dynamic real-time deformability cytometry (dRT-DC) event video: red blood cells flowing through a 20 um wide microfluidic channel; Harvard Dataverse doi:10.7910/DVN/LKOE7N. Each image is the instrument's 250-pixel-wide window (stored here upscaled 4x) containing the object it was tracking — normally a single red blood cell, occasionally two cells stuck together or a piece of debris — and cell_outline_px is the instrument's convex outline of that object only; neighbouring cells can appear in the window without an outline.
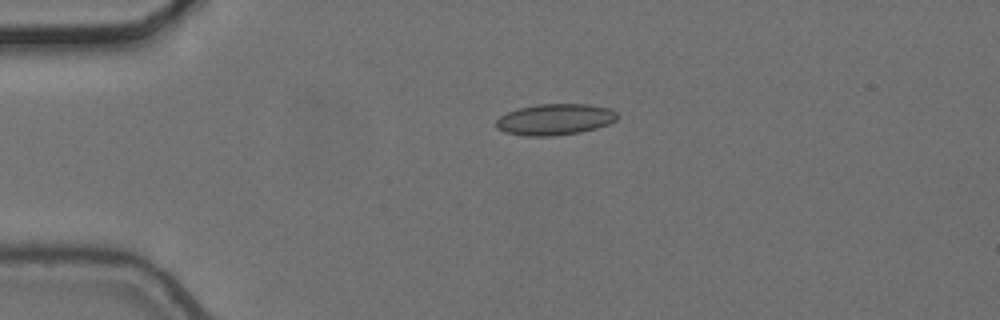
{"species": "common noctule bat (a hibernating species)", "species_latin": "Nyctalus noctula", "temperature_condition": "cold", "stored_images_in_passage": 4, "camera_frame_rate_fps": 3000, "um_per_image_px": 0.085, "animal": {"sex": "female", "body_mass_g": 24.6, "forearm_length_mm": 56.2}, "frame": {"image": 1, "passage_image": 3, "time_ms": 0.667, "image_size_px": [1000, 320], "cell_outline_px": [[616, 120], [608, 124], [596, 128], [580, 132], [556, 136], [524, 136], [504, 132], [496, 128], [496, 120], [500, 116], [508, 112], [520, 108], [540, 104], [588, 104], [608, 108], [616, 112]], "centroid_in_image_um": [47.15, 10.16], "position_along_channel_um": 37.9, "area_um2": 21.96}}